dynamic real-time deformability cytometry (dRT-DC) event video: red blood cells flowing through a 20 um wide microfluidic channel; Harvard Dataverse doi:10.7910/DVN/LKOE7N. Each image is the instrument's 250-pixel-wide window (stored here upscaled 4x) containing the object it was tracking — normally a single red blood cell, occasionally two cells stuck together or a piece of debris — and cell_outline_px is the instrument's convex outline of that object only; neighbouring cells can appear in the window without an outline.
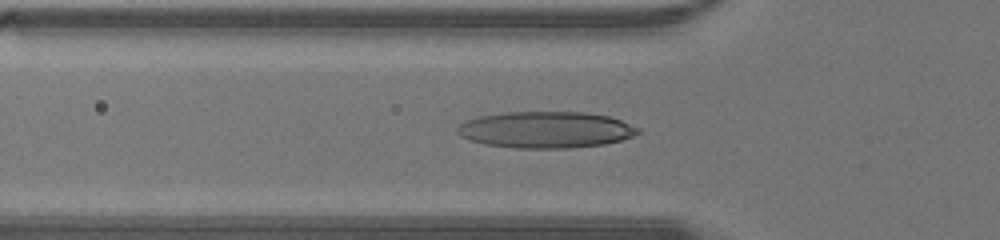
{"species": "human", "species_latin": "Homo sapiens", "temperature_condition": "warm", "stored_images_in_passage": 42, "camera_frame_rate_fps": 3000, "um_per_image_px": 0.085, "donor": {"sex": "male"}, "frame": {"image": 1, "passage_image": 14, "time_ms": 4.333, "image_size_px": [1000, 240], "cell_outline_px": [[640, 132], [632, 136], [620, 140], [604, 144], [572, 148], [516, 148], [484, 144], [468, 140], [460, 136], [456, 132], [456, 128], [464, 120], [476, 116], [504, 112], [584, 112], [608, 116], [620, 120], [640, 128]], "centroid_in_image_um": [46.33, 11.02], "position_along_channel_um": 79.5, "area_um2": 38.67}}
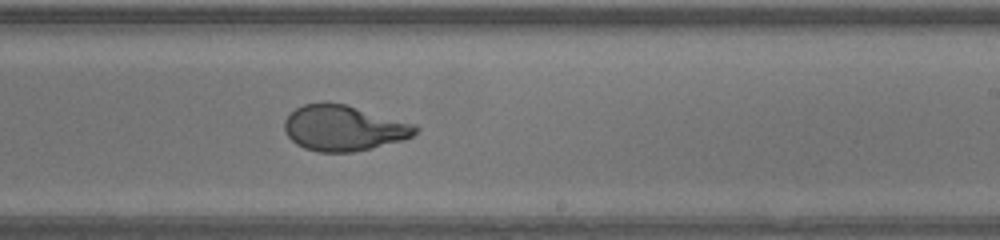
{"frame": {"image": 2, "passage_image": 25, "time_ms": 8.0, "image_size_px": [1000, 240], "cell_outline_px": [[420, 128], [412, 136], [404, 140], [372, 148], [352, 152], [320, 152], [304, 148], [296, 144], [288, 136], [284, 128], [284, 120], [296, 108], [304, 104], [324, 100], [344, 104], [416, 124]], "centroid_in_image_um": [29.21, 10.87], "position_along_channel_um": 259.8, "area_um2": 34.97}}
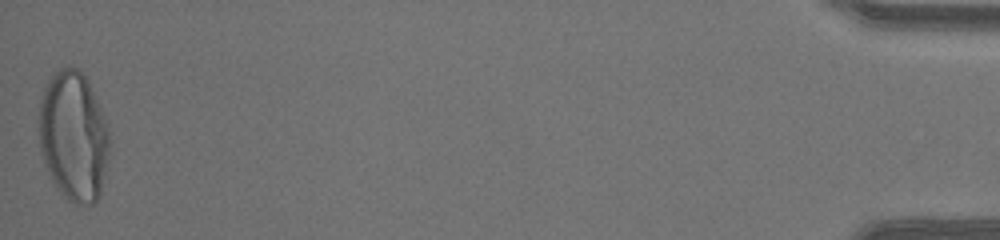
{"frame": {"image": 3, "passage_image": 42, "time_ms": 13.667, "image_size_px": [1000, 240], "cell_outline_px": [[108, 156], [100, 196], [92, 204], [80, 204], [68, 200], [60, 192], [52, 180], [44, 164], [40, 152], [40, 100], [44, 88], [48, 80], [56, 72], [64, 68], [76, 68], [88, 80], [108, 124]], "centroid_in_image_um": [6.25, 11.6], "position_along_channel_um": 428.9, "area_um2": 52.89}}